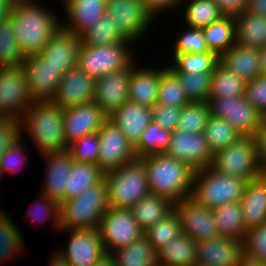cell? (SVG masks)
<instances>
[{
    "mask_svg": "<svg viewBox=\"0 0 266 266\" xmlns=\"http://www.w3.org/2000/svg\"><path fill=\"white\" fill-rule=\"evenodd\" d=\"M53 12L38 0L14 2L9 18L24 57L38 55L62 27V20Z\"/></svg>",
    "mask_w": 266,
    "mask_h": 266,
    "instance_id": "1",
    "label": "cell"
},
{
    "mask_svg": "<svg viewBox=\"0 0 266 266\" xmlns=\"http://www.w3.org/2000/svg\"><path fill=\"white\" fill-rule=\"evenodd\" d=\"M148 179L150 193L178 202L191 196L195 170L165 153L140 157Z\"/></svg>",
    "mask_w": 266,
    "mask_h": 266,
    "instance_id": "2",
    "label": "cell"
},
{
    "mask_svg": "<svg viewBox=\"0 0 266 266\" xmlns=\"http://www.w3.org/2000/svg\"><path fill=\"white\" fill-rule=\"evenodd\" d=\"M64 109L51 101H34L21 120V134L27 133L40 155L64 152Z\"/></svg>",
    "mask_w": 266,
    "mask_h": 266,
    "instance_id": "3",
    "label": "cell"
},
{
    "mask_svg": "<svg viewBox=\"0 0 266 266\" xmlns=\"http://www.w3.org/2000/svg\"><path fill=\"white\" fill-rule=\"evenodd\" d=\"M109 208L105 180L87 188L78 197L60 204V232L68 229H98Z\"/></svg>",
    "mask_w": 266,
    "mask_h": 266,
    "instance_id": "4",
    "label": "cell"
},
{
    "mask_svg": "<svg viewBox=\"0 0 266 266\" xmlns=\"http://www.w3.org/2000/svg\"><path fill=\"white\" fill-rule=\"evenodd\" d=\"M246 181L222 174L211 166L194 172L191 197L209 209L240 202Z\"/></svg>",
    "mask_w": 266,
    "mask_h": 266,
    "instance_id": "5",
    "label": "cell"
},
{
    "mask_svg": "<svg viewBox=\"0 0 266 266\" xmlns=\"http://www.w3.org/2000/svg\"><path fill=\"white\" fill-rule=\"evenodd\" d=\"M109 207L130 209L150 193L145 166L140 158L104 174Z\"/></svg>",
    "mask_w": 266,
    "mask_h": 266,
    "instance_id": "6",
    "label": "cell"
},
{
    "mask_svg": "<svg viewBox=\"0 0 266 266\" xmlns=\"http://www.w3.org/2000/svg\"><path fill=\"white\" fill-rule=\"evenodd\" d=\"M133 43L124 41L111 45H81L77 65L93 79L121 70L137 58L132 53Z\"/></svg>",
    "mask_w": 266,
    "mask_h": 266,
    "instance_id": "7",
    "label": "cell"
},
{
    "mask_svg": "<svg viewBox=\"0 0 266 266\" xmlns=\"http://www.w3.org/2000/svg\"><path fill=\"white\" fill-rule=\"evenodd\" d=\"M211 167L246 182L263 174L254 137H241L226 149L214 154Z\"/></svg>",
    "mask_w": 266,
    "mask_h": 266,
    "instance_id": "8",
    "label": "cell"
},
{
    "mask_svg": "<svg viewBox=\"0 0 266 266\" xmlns=\"http://www.w3.org/2000/svg\"><path fill=\"white\" fill-rule=\"evenodd\" d=\"M105 14L133 44L144 38L156 19L142 0H107Z\"/></svg>",
    "mask_w": 266,
    "mask_h": 266,
    "instance_id": "9",
    "label": "cell"
},
{
    "mask_svg": "<svg viewBox=\"0 0 266 266\" xmlns=\"http://www.w3.org/2000/svg\"><path fill=\"white\" fill-rule=\"evenodd\" d=\"M33 103L23 66L4 68L0 73V118L21 121Z\"/></svg>",
    "mask_w": 266,
    "mask_h": 266,
    "instance_id": "10",
    "label": "cell"
},
{
    "mask_svg": "<svg viewBox=\"0 0 266 266\" xmlns=\"http://www.w3.org/2000/svg\"><path fill=\"white\" fill-rule=\"evenodd\" d=\"M209 105L212 116L229 122L242 137H254L263 124V114L245 96L209 97Z\"/></svg>",
    "mask_w": 266,
    "mask_h": 266,
    "instance_id": "11",
    "label": "cell"
},
{
    "mask_svg": "<svg viewBox=\"0 0 266 266\" xmlns=\"http://www.w3.org/2000/svg\"><path fill=\"white\" fill-rule=\"evenodd\" d=\"M105 252L113 253L144 236L130 209L109 207L98 227Z\"/></svg>",
    "mask_w": 266,
    "mask_h": 266,
    "instance_id": "12",
    "label": "cell"
},
{
    "mask_svg": "<svg viewBox=\"0 0 266 266\" xmlns=\"http://www.w3.org/2000/svg\"><path fill=\"white\" fill-rule=\"evenodd\" d=\"M99 155L97 165L108 173L135 160L133 145L109 118L99 131Z\"/></svg>",
    "mask_w": 266,
    "mask_h": 266,
    "instance_id": "13",
    "label": "cell"
},
{
    "mask_svg": "<svg viewBox=\"0 0 266 266\" xmlns=\"http://www.w3.org/2000/svg\"><path fill=\"white\" fill-rule=\"evenodd\" d=\"M173 210L179 217L181 232L197 243L219 236L213 210L198 203L191 196L175 202Z\"/></svg>",
    "mask_w": 266,
    "mask_h": 266,
    "instance_id": "14",
    "label": "cell"
},
{
    "mask_svg": "<svg viewBox=\"0 0 266 266\" xmlns=\"http://www.w3.org/2000/svg\"><path fill=\"white\" fill-rule=\"evenodd\" d=\"M69 242L57 252L69 266H92L105 253L98 229H68Z\"/></svg>",
    "mask_w": 266,
    "mask_h": 266,
    "instance_id": "15",
    "label": "cell"
},
{
    "mask_svg": "<svg viewBox=\"0 0 266 266\" xmlns=\"http://www.w3.org/2000/svg\"><path fill=\"white\" fill-rule=\"evenodd\" d=\"M165 154L186 162L193 170L211 166L213 154L203 133L172 131Z\"/></svg>",
    "mask_w": 266,
    "mask_h": 266,
    "instance_id": "16",
    "label": "cell"
},
{
    "mask_svg": "<svg viewBox=\"0 0 266 266\" xmlns=\"http://www.w3.org/2000/svg\"><path fill=\"white\" fill-rule=\"evenodd\" d=\"M133 61L129 66L95 79L93 101L109 118L129 100L128 87Z\"/></svg>",
    "mask_w": 266,
    "mask_h": 266,
    "instance_id": "17",
    "label": "cell"
},
{
    "mask_svg": "<svg viewBox=\"0 0 266 266\" xmlns=\"http://www.w3.org/2000/svg\"><path fill=\"white\" fill-rule=\"evenodd\" d=\"M94 89L95 79L77 65L64 74L51 102L62 109L89 103L93 101Z\"/></svg>",
    "mask_w": 266,
    "mask_h": 266,
    "instance_id": "18",
    "label": "cell"
},
{
    "mask_svg": "<svg viewBox=\"0 0 266 266\" xmlns=\"http://www.w3.org/2000/svg\"><path fill=\"white\" fill-rule=\"evenodd\" d=\"M108 117L94 102L64 109V138L68 145L99 131Z\"/></svg>",
    "mask_w": 266,
    "mask_h": 266,
    "instance_id": "19",
    "label": "cell"
},
{
    "mask_svg": "<svg viewBox=\"0 0 266 266\" xmlns=\"http://www.w3.org/2000/svg\"><path fill=\"white\" fill-rule=\"evenodd\" d=\"M23 68L27 74L29 93L34 101H51L64 73L45 63L38 55L25 57Z\"/></svg>",
    "mask_w": 266,
    "mask_h": 266,
    "instance_id": "20",
    "label": "cell"
},
{
    "mask_svg": "<svg viewBox=\"0 0 266 266\" xmlns=\"http://www.w3.org/2000/svg\"><path fill=\"white\" fill-rule=\"evenodd\" d=\"M81 44L80 35L60 27L38 56L45 63L53 68L61 69L65 74L69 69L77 66Z\"/></svg>",
    "mask_w": 266,
    "mask_h": 266,
    "instance_id": "21",
    "label": "cell"
},
{
    "mask_svg": "<svg viewBox=\"0 0 266 266\" xmlns=\"http://www.w3.org/2000/svg\"><path fill=\"white\" fill-rule=\"evenodd\" d=\"M243 258V242L218 236L197 243V265L240 266Z\"/></svg>",
    "mask_w": 266,
    "mask_h": 266,
    "instance_id": "22",
    "label": "cell"
},
{
    "mask_svg": "<svg viewBox=\"0 0 266 266\" xmlns=\"http://www.w3.org/2000/svg\"><path fill=\"white\" fill-rule=\"evenodd\" d=\"M40 156L46 161V175L41 193L61 204L64 201L65 185L73 163L71 154L66 150Z\"/></svg>",
    "mask_w": 266,
    "mask_h": 266,
    "instance_id": "23",
    "label": "cell"
},
{
    "mask_svg": "<svg viewBox=\"0 0 266 266\" xmlns=\"http://www.w3.org/2000/svg\"><path fill=\"white\" fill-rule=\"evenodd\" d=\"M62 2L66 13L62 27L76 35H81L94 25L105 14L107 6V0H63Z\"/></svg>",
    "mask_w": 266,
    "mask_h": 266,
    "instance_id": "24",
    "label": "cell"
},
{
    "mask_svg": "<svg viewBox=\"0 0 266 266\" xmlns=\"http://www.w3.org/2000/svg\"><path fill=\"white\" fill-rule=\"evenodd\" d=\"M109 119L134 146L152 121V107L128 100Z\"/></svg>",
    "mask_w": 266,
    "mask_h": 266,
    "instance_id": "25",
    "label": "cell"
},
{
    "mask_svg": "<svg viewBox=\"0 0 266 266\" xmlns=\"http://www.w3.org/2000/svg\"><path fill=\"white\" fill-rule=\"evenodd\" d=\"M135 64L130 72L128 97L129 101L153 107L157 104L160 86V68L141 67Z\"/></svg>",
    "mask_w": 266,
    "mask_h": 266,
    "instance_id": "26",
    "label": "cell"
},
{
    "mask_svg": "<svg viewBox=\"0 0 266 266\" xmlns=\"http://www.w3.org/2000/svg\"><path fill=\"white\" fill-rule=\"evenodd\" d=\"M219 62L245 82L261 76L260 48L235 44L220 56Z\"/></svg>",
    "mask_w": 266,
    "mask_h": 266,
    "instance_id": "27",
    "label": "cell"
},
{
    "mask_svg": "<svg viewBox=\"0 0 266 266\" xmlns=\"http://www.w3.org/2000/svg\"><path fill=\"white\" fill-rule=\"evenodd\" d=\"M240 203L247 229L266 221V176L264 174L246 182Z\"/></svg>",
    "mask_w": 266,
    "mask_h": 266,
    "instance_id": "28",
    "label": "cell"
},
{
    "mask_svg": "<svg viewBox=\"0 0 266 266\" xmlns=\"http://www.w3.org/2000/svg\"><path fill=\"white\" fill-rule=\"evenodd\" d=\"M157 252L158 266L197 265V242L184 233L179 234Z\"/></svg>",
    "mask_w": 266,
    "mask_h": 266,
    "instance_id": "29",
    "label": "cell"
},
{
    "mask_svg": "<svg viewBox=\"0 0 266 266\" xmlns=\"http://www.w3.org/2000/svg\"><path fill=\"white\" fill-rule=\"evenodd\" d=\"M174 202L167 197L149 193L138 200L131 208L137 224L145 232L173 211Z\"/></svg>",
    "mask_w": 266,
    "mask_h": 266,
    "instance_id": "30",
    "label": "cell"
},
{
    "mask_svg": "<svg viewBox=\"0 0 266 266\" xmlns=\"http://www.w3.org/2000/svg\"><path fill=\"white\" fill-rule=\"evenodd\" d=\"M234 19L236 44L253 48L266 46V16L244 11Z\"/></svg>",
    "mask_w": 266,
    "mask_h": 266,
    "instance_id": "31",
    "label": "cell"
},
{
    "mask_svg": "<svg viewBox=\"0 0 266 266\" xmlns=\"http://www.w3.org/2000/svg\"><path fill=\"white\" fill-rule=\"evenodd\" d=\"M219 236L243 242L247 233L240 202H231L213 209Z\"/></svg>",
    "mask_w": 266,
    "mask_h": 266,
    "instance_id": "32",
    "label": "cell"
},
{
    "mask_svg": "<svg viewBox=\"0 0 266 266\" xmlns=\"http://www.w3.org/2000/svg\"><path fill=\"white\" fill-rule=\"evenodd\" d=\"M104 174L97 164L73 160L67 185H65L64 201L78 197L87 188L101 183L104 180Z\"/></svg>",
    "mask_w": 266,
    "mask_h": 266,
    "instance_id": "33",
    "label": "cell"
},
{
    "mask_svg": "<svg viewBox=\"0 0 266 266\" xmlns=\"http://www.w3.org/2000/svg\"><path fill=\"white\" fill-rule=\"evenodd\" d=\"M210 51L219 57L236 44L234 16H223L202 29Z\"/></svg>",
    "mask_w": 266,
    "mask_h": 266,
    "instance_id": "34",
    "label": "cell"
},
{
    "mask_svg": "<svg viewBox=\"0 0 266 266\" xmlns=\"http://www.w3.org/2000/svg\"><path fill=\"white\" fill-rule=\"evenodd\" d=\"M184 23L189 28L203 29L225 16L213 0H183ZM187 3V4H185Z\"/></svg>",
    "mask_w": 266,
    "mask_h": 266,
    "instance_id": "35",
    "label": "cell"
},
{
    "mask_svg": "<svg viewBox=\"0 0 266 266\" xmlns=\"http://www.w3.org/2000/svg\"><path fill=\"white\" fill-rule=\"evenodd\" d=\"M113 254L118 266H158V252L145 236Z\"/></svg>",
    "mask_w": 266,
    "mask_h": 266,
    "instance_id": "36",
    "label": "cell"
},
{
    "mask_svg": "<svg viewBox=\"0 0 266 266\" xmlns=\"http://www.w3.org/2000/svg\"><path fill=\"white\" fill-rule=\"evenodd\" d=\"M203 135L213 155L226 149L242 137L229 122L212 115L203 130Z\"/></svg>",
    "mask_w": 266,
    "mask_h": 266,
    "instance_id": "37",
    "label": "cell"
},
{
    "mask_svg": "<svg viewBox=\"0 0 266 266\" xmlns=\"http://www.w3.org/2000/svg\"><path fill=\"white\" fill-rule=\"evenodd\" d=\"M11 217L0 208V263L24 253V236Z\"/></svg>",
    "mask_w": 266,
    "mask_h": 266,
    "instance_id": "38",
    "label": "cell"
},
{
    "mask_svg": "<svg viewBox=\"0 0 266 266\" xmlns=\"http://www.w3.org/2000/svg\"><path fill=\"white\" fill-rule=\"evenodd\" d=\"M81 45L100 46L129 41L115 26L112 18L104 14L81 35Z\"/></svg>",
    "mask_w": 266,
    "mask_h": 266,
    "instance_id": "39",
    "label": "cell"
},
{
    "mask_svg": "<svg viewBox=\"0 0 266 266\" xmlns=\"http://www.w3.org/2000/svg\"><path fill=\"white\" fill-rule=\"evenodd\" d=\"M170 65L166 64L172 72L203 73L213 72L220 61V57L214 52L182 53L177 54Z\"/></svg>",
    "mask_w": 266,
    "mask_h": 266,
    "instance_id": "40",
    "label": "cell"
},
{
    "mask_svg": "<svg viewBox=\"0 0 266 266\" xmlns=\"http://www.w3.org/2000/svg\"><path fill=\"white\" fill-rule=\"evenodd\" d=\"M245 86L246 82L243 79L228 70L219 62L212 72L211 91L209 97L244 96Z\"/></svg>",
    "mask_w": 266,
    "mask_h": 266,
    "instance_id": "41",
    "label": "cell"
},
{
    "mask_svg": "<svg viewBox=\"0 0 266 266\" xmlns=\"http://www.w3.org/2000/svg\"><path fill=\"white\" fill-rule=\"evenodd\" d=\"M172 132L160 127L154 121L148 124L139 141L133 146L137 158L149 154L165 153L169 146Z\"/></svg>",
    "mask_w": 266,
    "mask_h": 266,
    "instance_id": "42",
    "label": "cell"
},
{
    "mask_svg": "<svg viewBox=\"0 0 266 266\" xmlns=\"http://www.w3.org/2000/svg\"><path fill=\"white\" fill-rule=\"evenodd\" d=\"M24 60L8 17L0 22V65L3 68L21 67Z\"/></svg>",
    "mask_w": 266,
    "mask_h": 266,
    "instance_id": "43",
    "label": "cell"
},
{
    "mask_svg": "<svg viewBox=\"0 0 266 266\" xmlns=\"http://www.w3.org/2000/svg\"><path fill=\"white\" fill-rule=\"evenodd\" d=\"M189 102L177 76L168 67L162 66L157 104L175 107L185 106Z\"/></svg>",
    "mask_w": 266,
    "mask_h": 266,
    "instance_id": "44",
    "label": "cell"
},
{
    "mask_svg": "<svg viewBox=\"0 0 266 266\" xmlns=\"http://www.w3.org/2000/svg\"><path fill=\"white\" fill-rule=\"evenodd\" d=\"M210 116L209 102H189L182 107L177 130L189 134L203 133Z\"/></svg>",
    "mask_w": 266,
    "mask_h": 266,
    "instance_id": "45",
    "label": "cell"
},
{
    "mask_svg": "<svg viewBox=\"0 0 266 266\" xmlns=\"http://www.w3.org/2000/svg\"><path fill=\"white\" fill-rule=\"evenodd\" d=\"M179 79L190 102H209L212 72H173Z\"/></svg>",
    "mask_w": 266,
    "mask_h": 266,
    "instance_id": "46",
    "label": "cell"
},
{
    "mask_svg": "<svg viewBox=\"0 0 266 266\" xmlns=\"http://www.w3.org/2000/svg\"><path fill=\"white\" fill-rule=\"evenodd\" d=\"M181 233L179 217L173 210L165 218L148 228L144 232V236L158 251Z\"/></svg>",
    "mask_w": 266,
    "mask_h": 266,
    "instance_id": "47",
    "label": "cell"
},
{
    "mask_svg": "<svg viewBox=\"0 0 266 266\" xmlns=\"http://www.w3.org/2000/svg\"><path fill=\"white\" fill-rule=\"evenodd\" d=\"M38 200H35L31 207L28 208V216L35 223L49 222L51 220L54 226L60 231V204L50 199L48 196L40 193ZM32 222V223H34Z\"/></svg>",
    "mask_w": 266,
    "mask_h": 266,
    "instance_id": "48",
    "label": "cell"
},
{
    "mask_svg": "<svg viewBox=\"0 0 266 266\" xmlns=\"http://www.w3.org/2000/svg\"><path fill=\"white\" fill-rule=\"evenodd\" d=\"M243 256L266 263V221L247 230L243 240Z\"/></svg>",
    "mask_w": 266,
    "mask_h": 266,
    "instance_id": "49",
    "label": "cell"
},
{
    "mask_svg": "<svg viewBox=\"0 0 266 266\" xmlns=\"http://www.w3.org/2000/svg\"><path fill=\"white\" fill-rule=\"evenodd\" d=\"M174 43L172 47L174 48L173 58L182 53H205L210 51L202 29L186 26L185 30L177 36Z\"/></svg>",
    "mask_w": 266,
    "mask_h": 266,
    "instance_id": "50",
    "label": "cell"
},
{
    "mask_svg": "<svg viewBox=\"0 0 266 266\" xmlns=\"http://www.w3.org/2000/svg\"><path fill=\"white\" fill-rule=\"evenodd\" d=\"M68 151L74 161L96 164L99 155L98 133L85 135L68 146Z\"/></svg>",
    "mask_w": 266,
    "mask_h": 266,
    "instance_id": "51",
    "label": "cell"
},
{
    "mask_svg": "<svg viewBox=\"0 0 266 266\" xmlns=\"http://www.w3.org/2000/svg\"><path fill=\"white\" fill-rule=\"evenodd\" d=\"M24 136L21 135V138L17 140L6 152L2 155L0 159V170L2 176L4 174H16L20 172V169L24 167L28 157L26 147L24 145ZM23 142V143H22ZM26 153V154H25ZM6 172V173H5Z\"/></svg>",
    "mask_w": 266,
    "mask_h": 266,
    "instance_id": "52",
    "label": "cell"
},
{
    "mask_svg": "<svg viewBox=\"0 0 266 266\" xmlns=\"http://www.w3.org/2000/svg\"><path fill=\"white\" fill-rule=\"evenodd\" d=\"M244 96L254 108L264 115L266 113V77L259 76L246 82Z\"/></svg>",
    "mask_w": 266,
    "mask_h": 266,
    "instance_id": "53",
    "label": "cell"
},
{
    "mask_svg": "<svg viewBox=\"0 0 266 266\" xmlns=\"http://www.w3.org/2000/svg\"><path fill=\"white\" fill-rule=\"evenodd\" d=\"M182 107L155 104L152 107V121L164 129L170 130L171 132L175 131L177 130V123Z\"/></svg>",
    "mask_w": 266,
    "mask_h": 266,
    "instance_id": "54",
    "label": "cell"
},
{
    "mask_svg": "<svg viewBox=\"0 0 266 266\" xmlns=\"http://www.w3.org/2000/svg\"><path fill=\"white\" fill-rule=\"evenodd\" d=\"M21 121L0 118V159L17 140L21 138Z\"/></svg>",
    "mask_w": 266,
    "mask_h": 266,
    "instance_id": "55",
    "label": "cell"
},
{
    "mask_svg": "<svg viewBox=\"0 0 266 266\" xmlns=\"http://www.w3.org/2000/svg\"><path fill=\"white\" fill-rule=\"evenodd\" d=\"M148 10L156 17V15H161L165 11H175V9L178 7V9L181 6V2L183 0H142ZM174 9V10H173ZM165 10V11H164Z\"/></svg>",
    "mask_w": 266,
    "mask_h": 266,
    "instance_id": "56",
    "label": "cell"
},
{
    "mask_svg": "<svg viewBox=\"0 0 266 266\" xmlns=\"http://www.w3.org/2000/svg\"><path fill=\"white\" fill-rule=\"evenodd\" d=\"M225 16H237L246 10L248 0H213Z\"/></svg>",
    "mask_w": 266,
    "mask_h": 266,
    "instance_id": "57",
    "label": "cell"
},
{
    "mask_svg": "<svg viewBox=\"0 0 266 266\" xmlns=\"http://www.w3.org/2000/svg\"><path fill=\"white\" fill-rule=\"evenodd\" d=\"M254 139L257 144L260 164L263 168H266V126L264 124L258 129Z\"/></svg>",
    "mask_w": 266,
    "mask_h": 266,
    "instance_id": "58",
    "label": "cell"
},
{
    "mask_svg": "<svg viewBox=\"0 0 266 266\" xmlns=\"http://www.w3.org/2000/svg\"><path fill=\"white\" fill-rule=\"evenodd\" d=\"M245 12L266 16V0H248Z\"/></svg>",
    "mask_w": 266,
    "mask_h": 266,
    "instance_id": "59",
    "label": "cell"
},
{
    "mask_svg": "<svg viewBox=\"0 0 266 266\" xmlns=\"http://www.w3.org/2000/svg\"><path fill=\"white\" fill-rule=\"evenodd\" d=\"M92 266H118L113 253L105 252Z\"/></svg>",
    "mask_w": 266,
    "mask_h": 266,
    "instance_id": "60",
    "label": "cell"
},
{
    "mask_svg": "<svg viewBox=\"0 0 266 266\" xmlns=\"http://www.w3.org/2000/svg\"><path fill=\"white\" fill-rule=\"evenodd\" d=\"M16 0H0V22L9 17Z\"/></svg>",
    "mask_w": 266,
    "mask_h": 266,
    "instance_id": "61",
    "label": "cell"
},
{
    "mask_svg": "<svg viewBox=\"0 0 266 266\" xmlns=\"http://www.w3.org/2000/svg\"><path fill=\"white\" fill-rule=\"evenodd\" d=\"M49 263V266H69L67 262L57 252L53 253Z\"/></svg>",
    "mask_w": 266,
    "mask_h": 266,
    "instance_id": "62",
    "label": "cell"
},
{
    "mask_svg": "<svg viewBox=\"0 0 266 266\" xmlns=\"http://www.w3.org/2000/svg\"><path fill=\"white\" fill-rule=\"evenodd\" d=\"M261 76L266 77V46L260 48Z\"/></svg>",
    "mask_w": 266,
    "mask_h": 266,
    "instance_id": "63",
    "label": "cell"
},
{
    "mask_svg": "<svg viewBox=\"0 0 266 266\" xmlns=\"http://www.w3.org/2000/svg\"><path fill=\"white\" fill-rule=\"evenodd\" d=\"M240 266H266V263L253 259H247L243 256Z\"/></svg>",
    "mask_w": 266,
    "mask_h": 266,
    "instance_id": "64",
    "label": "cell"
},
{
    "mask_svg": "<svg viewBox=\"0 0 266 266\" xmlns=\"http://www.w3.org/2000/svg\"><path fill=\"white\" fill-rule=\"evenodd\" d=\"M263 124L266 126V113L263 115Z\"/></svg>",
    "mask_w": 266,
    "mask_h": 266,
    "instance_id": "65",
    "label": "cell"
},
{
    "mask_svg": "<svg viewBox=\"0 0 266 266\" xmlns=\"http://www.w3.org/2000/svg\"><path fill=\"white\" fill-rule=\"evenodd\" d=\"M263 174L266 176V168H263Z\"/></svg>",
    "mask_w": 266,
    "mask_h": 266,
    "instance_id": "66",
    "label": "cell"
},
{
    "mask_svg": "<svg viewBox=\"0 0 266 266\" xmlns=\"http://www.w3.org/2000/svg\"><path fill=\"white\" fill-rule=\"evenodd\" d=\"M4 68L0 65V73H1V71L3 70Z\"/></svg>",
    "mask_w": 266,
    "mask_h": 266,
    "instance_id": "67",
    "label": "cell"
}]
</instances>
